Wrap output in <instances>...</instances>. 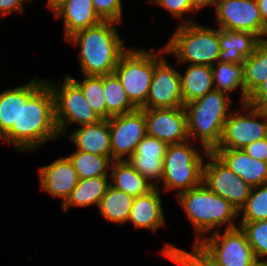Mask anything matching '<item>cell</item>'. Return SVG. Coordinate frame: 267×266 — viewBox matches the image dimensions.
<instances>
[{
    "label": "cell",
    "instance_id": "1",
    "mask_svg": "<svg viewBox=\"0 0 267 266\" xmlns=\"http://www.w3.org/2000/svg\"><path fill=\"white\" fill-rule=\"evenodd\" d=\"M59 137L52 89L45 78L34 76L20 86L18 128H11L2 142L27 154Z\"/></svg>",
    "mask_w": 267,
    "mask_h": 266
},
{
    "label": "cell",
    "instance_id": "2",
    "mask_svg": "<svg viewBox=\"0 0 267 266\" xmlns=\"http://www.w3.org/2000/svg\"><path fill=\"white\" fill-rule=\"evenodd\" d=\"M114 21L101 23L79 30L65 41L79 47L78 62L83 75L103 76L114 73L125 46Z\"/></svg>",
    "mask_w": 267,
    "mask_h": 266
},
{
    "label": "cell",
    "instance_id": "3",
    "mask_svg": "<svg viewBox=\"0 0 267 266\" xmlns=\"http://www.w3.org/2000/svg\"><path fill=\"white\" fill-rule=\"evenodd\" d=\"M181 206L187 219L193 225V243H199L211 233L225 229L236 228L234 220L239 216V210L226 199L216 195L204 183L174 196Z\"/></svg>",
    "mask_w": 267,
    "mask_h": 266
},
{
    "label": "cell",
    "instance_id": "4",
    "mask_svg": "<svg viewBox=\"0 0 267 266\" xmlns=\"http://www.w3.org/2000/svg\"><path fill=\"white\" fill-rule=\"evenodd\" d=\"M232 104V96L217 90L185 104L189 140L213 152L221 141Z\"/></svg>",
    "mask_w": 267,
    "mask_h": 266
},
{
    "label": "cell",
    "instance_id": "5",
    "mask_svg": "<svg viewBox=\"0 0 267 266\" xmlns=\"http://www.w3.org/2000/svg\"><path fill=\"white\" fill-rule=\"evenodd\" d=\"M164 48L174 55L176 64L214 65L221 50L219 28H212L196 22L177 24Z\"/></svg>",
    "mask_w": 267,
    "mask_h": 266
},
{
    "label": "cell",
    "instance_id": "6",
    "mask_svg": "<svg viewBox=\"0 0 267 266\" xmlns=\"http://www.w3.org/2000/svg\"><path fill=\"white\" fill-rule=\"evenodd\" d=\"M198 145L191 140L168 145L163 159V184L157 188L163 192L174 190L176 196L203 183L204 158L210 151Z\"/></svg>",
    "mask_w": 267,
    "mask_h": 266
},
{
    "label": "cell",
    "instance_id": "7",
    "mask_svg": "<svg viewBox=\"0 0 267 266\" xmlns=\"http://www.w3.org/2000/svg\"><path fill=\"white\" fill-rule=\"evenodd\" d=\"M155 67V48H129L121 55L114 73L131 103L141 109L146 104Z\"/></svg>",
    "mask_w": 267,
    "mask_h": 266
},
{
    "label": "cell",
    "instance_id": "8",
    "mask_svg": "<svg viewBox=\"0 0 267 266\" xmlns=\"http://www.w3.org/2000/svg\"><path fill=\"white\" fill-rule=\"evenodd\" d=\"M45 81L54 95L55 120L61 137L66 136L72 124L81 126L102 120L86 101L81 88L68 75H65L62 82H53L48 78Z\"/></svg>",
    "mask_w": 267,
    "mask_h": 266
},
{
    "label": "cell",
    "instance_id": "9",
    "mask_svg": "<svg viewBox=\"0 0 267 266\" xmlns=\"http://www.w3.org/2000/svg\"><path fill=\"white\" fill-rule=\"evenodd\" d=\"M267 137V118L261 108L240 104L228 116L216 149H243Z\"/></svg>",
    "mask_w": 267,
    "mask_h": 266
},
{
    "label": "cell",
    "instance_id": "10",
    "mask_svg": "<svg viewBox=\"0 0 267 266\" xmlns=\"http://www.w3.org/2000/svg\"><path fill=\"white\" fill-rule=\"evenodd\" d=\"M199 244L220 266H256L257 259L245 232L240 226L217 231L204 237Z\"/></svg>",
    "mask_w": 267,
    "mask_h": 266
},
{
    "label": "cell",
    "instance_id": "11",
    "mask_svg": "<svg viewBox=\"0 0 267 266\" xmlns=\"http://www.w3.org/2000/svg\"><path fill=\"white\" fill-rule=\"evenodd\" d=\"M155 49L154 73L146 99L142 108L161 109L184 107L180 72L170 65L164 55L166 49L162 46Z\"/></svg>",
    "mask_w": 267,
    "mask_h": 266
},
{
    "label": "cell",
    "instance_id": "12",
    "mask_svg": "<svg viewBox=\"0 0 267 266\" xmlns=\"http://www.w3.org/2000/svg\"><path fill=\"white\" fill-rule=\"evenodd\" d=\"M205 160L203 183L240 211L246 204L252 187L231 171L214 152H209Z\"/></svg>",
    "mask_w": 267,
    "mask_h": 266
},
{
    "label": "cell",
    "instance_id": "13",
    "mask_svg": "<svg viewBox=\"0 0 267 266\" xmlns=\"http://www.w3.org/2000/svg\"><path fill=\"white\" fill-rule=\"evenodd\" d=\"M111 141V161L128 160L138 143L147 135L146 119L142 109L108 119Z\"/></svg>",
    "mask_w": 267,
    "mask_h": 266
},
{
    "label": "cell",
    "instance_id": "14",
    "mask_svg": "<svg viewBox=\"0 0 267 266\" xmlns=\"http://www.w3.org/2000/svg\"><path fill=\"white\" fill-rule=\"evenodd\" d=\"M219 29L246 31L263 38V23L256 0H217L213 10Z\"/></svg>",
    "mask_w": 267,
    "mask_h": 266
},
{
    "label": "cell",
    "instance_id": "15",
    "mask_svg": "<svg viewBox=\"0 0 267 266\" xmlns=\"http://www.w3.org/2000/svg\"><path fill=\"white\" fill-rule=\"evenodd\" d=\"M141 109L146 119L147 135L156 137L168 145L189 140L184 107Z\"/></svg>",
    "mask_w": 267,
    "mask_h": 266
},
{
    "label": "cell",
    "instance_id": "16",
    "mask_svg": "<svg viewBox=\"0 0 267 266\" xmlns=\"http://www.w3.org/2000/svg\"><path fill=\"white\" fill-rule=\"evenodd\" d=\"M38 175L39 189L47 192L51 197L61 198L62 205L79 182L77 171L66 156L57 158L50 164L40 166Z\"/></svg>",
    "mask_w": 267,
    "mask_h": 266
},
{
    "label": "cell",
    "instance_id": "17",
    "mask_svg": "<svg viewBox=\"0 0 267 266\" xmlns=\"http://www.w3.org/2000/svg\"><path fill=\"white\" fill-rule=\"evenodd\" d=\"M168 144L146 135L137 145L135 153L128 159L134 169L145 177L155 188L163 178V159Z\"/></svg>",
    "mask_w": 267,
    "mask_h": 266
},
{
    "label": "cell",
    "instance_id": "18",
    "mask_svg": "<svg viewBox=\"0 0 267 266\" xmlns=\"http://www.w3.org/2000/svg\"><path fill=\"white\" fill-rule=\"evenodd\" d=\"M51 11L56 19H63L65 40L75 32L103 21L96 13L92 0H60Z\"/></svg>",
    "mask_w": 267,
    "mask_h": 266
},
{
    "label": "cell",
    "instance_id": "19",
    "mask_svg": "<svg viewBox=\"0 0 267 266\" xmlns=\"http://www.w3.org/2000/svg\"><path fill=\"white\" fill-rule=\"evenodd\" d=\"M161 193L162 190L154 188L145 195L134 197L127 223H132L136 229H146L154 233L160 227L166 226Z\"/></svg>",
    "mask_w": 267,
    "mask_h": 266
},
{
    "label": "cell",
    "instance_id": "20",
    "mask_svg": "<svg viewBox=\"0 0 267 266\" xmlns=\"http://www.w3.org/2000/svg\"><path fill=\"white\" fill-rule=\"evenodd\" d=\"M213 152L251 187L267 183V162L250 157L243 149H215Z\"/></svg>",
    "mask_w": 267,
    "mask_h": 266
},
{
    "label": "cell",
    "instance_id": "21",
    "mask_svg": "<svg viewBox=\"0 0 267 266\" xmlns=\"http://www.w3.org/2000/svg\"><path fill=\"white\" fill-rule=\"evenodd\" d=\"M69 135V136H67ZM76 150L86 153L107 156L111 160V141L108 119L95 124L74 126L70 134H66Z\"/></svg>",
    "mask_w": 267,
    "mask_h": 266
},
{
    "label": "cell",
    "instance_id": "22",
    "mask_svg": "<svg viewBox=\"0 0 267 266\" xmlns=\"http://www.w3.org/2000/svg\"><path fill=\"white\" fill-rule=\"evenodd\" d=\"M220 53L218 61L243 64L261 41L255 34L246 31L219 29Z\"/></svg>",
    "mask_w": 267,
    "mask_h": 266
},
{
    "label": "cell",
    "instance_id": "23",
    "mask_svg": "<svg viewBox=\"0 0 267 266\" xmlns=\"http://www.w3.org/2000/svg\"><path fill=\"white\" fill-rule=\"evenodd\" d=\"M109 174L111 186L133 197L145 195L155 188L128 160L112 161Z\"/></svg>",
    "mask_w": 267,
    "mask_h": 266
},
{
    "label": "cell",
    "instance_id": "24",
    "mask_svg": "<svg viewBox=\"0 0 267 266\" xmlns=\"http://www.w3.org/2000/svg\"><path fill=\"white\" fill-rule=\"evenodd\" d=\"M109 178L110 175H105L79 180L68 199L61 205L63 211L67 212L71 207L87 208L91 205L97 208L110 186Z\"/></svg>",
    "mask_w": 267,
    "mask_h": 266
},
{
    "label": "cell",
    "instance_id": "25",
    "mask_svg": "<svg viewBox=\"0 0 267 266\" xmlns=\"http://www.w3.org/2000/svg\"><path fill=\"white\" fill-rule=\"evenodd\" d=\"M186 67L183 73H179L184 105L214 90L211 66L198 64Z\"/></svg>",
    "mask_w": 267,
    "mask_h": 266
},
{
    "label": "cell",
    "instance_id": "26",
    "mask_svg": "<svg viewBox=\"0 0 267 266\" xmlns=\"http://www.w3.org/2000/svg\"><path fill=\"white\" fill-rule=\"evenodd\" d=\"M133 202V196L110 185L97 209L100 216L108 223L124 226L128 221Z\"/></svg>",
    "mask_w": 267,
    "mask_h": 266
},
{
    "label": "cell",
    "instance_id": "27",
    "mask_svg": "<svg viewBox=\"0 0 267 266\" xmlns=\"http://www.w3.org/2000/svg\"><path fill=\"white\" fill-rule=\"evenodd\" d=\"M213 71L214 90L227 93L240 90L239 102L245 104L248 95L244 90L243 64L226 63L217 61L211 66Z\"/></svg>",
    "mask_w": 267,
    "mask_h": 266
},
{
    "label": "cell",
    "instance_id": "28",
    "mask_svg": "<svg viewBox=\"0 0 267 266\" xmlns=\"http://www.w3.org/2000/svg\"><path fill=\"white\" fill-rule=\"evenodd\" d=\"M103 91L106 103V119L137 109L129 100L115 73L103 75Z\"/></svg>",
    "mask_w": 267,
    "mask_h": 266
},
{
    "label": "cell",
    "instance_id": "29",
    "mask_svg": "<svg viewBox=\"0 0 267 266\" xmlns=\"http://www.w3.org/2000/svg\"><path fill=\"white\" fill-rule=\"evenodd\" d=\"M244 90L249 95L267 79V43L262 40L243 63Z\"/></svg>",
    "mask_w": 267,
    "mask_h": 266
},
{
    "label": "cell",
    "instance_id": "30",
    "mask_svg": "<svg viewBox=\"0 0 267 266\" xmlns=\"http://www.w3.org/2000/svg\"><path fill=\"white\" fill-rule=\"evenodd\" d=\"M77 171L79 180L110 175L111 160L101 156L76 150L66 156Z\"/></svg>",
    "mask_w": 267,
    "mask_h": 266
},
{
    "label": "cell",
    "instance_id": "31",
    "mask_svg": "<svg viewBox=\"0 0 267 266\" xmlns=\"http://www.w3.org/2000/svg\"><path fill=\"white\" fill-rule=\"evenodd\" d=\"M193 244L192 250L188 252L176 245L166 243L161 253L179 266H220L199 243Z\"/></svg>",
    "mask_w": 267,
    "mask_h": 266
},
{
    "label": "cell",
    "instance_id": "32",
    "mask_svg": "<svg viewBox=\"0 0 267 266\" xmlns=\"http://www.w3.org/2000/svg\"><path fill=\"white\" fill-rule=\"evenodd\" d=\"M20 108V86L5 88L0 92V136L11 128H18Z\"/></svg>",
    "mask_w": 267,
    "mask_h": 266
},
{
    "label": "cell",
    "instance_id": "33",
    "mask_svg": "<svg viewBox=\"0 0 267 266\" xmlns=\"http://www.w3.org/2000/svg\"><path fill=\"white\" fill-rule=\"evenodd\" d=\"M82 90L90 107L101 119H106V103L103 91V76L82 75L81 81L67 74Z\"/></svg>",
    "mask_w": 267,
    "mask_h": 266
},
{
    "label": "cell",
    "instance_id": "34",
    "mask_svg": "<svg viewBox=\"0 0 267 266\" xmlns=\"http://www.w3.org/2000/svg\"><path fill=\"white\" fill-rule=\"evenodd\" d=\"M241 214V215H240ZM239 222H254L267 219V183L252 187L246 204L239 211Z\"/></svg>",
    "mask_w": 267,
    "mask_h": 266
},
{
    "label": "cell",
    "instance_id": "35",
    "mask_svg": "<svg viewBox=\"0 0 267 266\" xmlns=\"http://www.w3.org/2000/svg\"><path fill=\"white\" fill-rule=\"evenodd\" d=\"M237 224L245 232L257 261H267V219Z\"/></svg>",
    "mask_w": 267,
    "mask_h": 266
},
{
    "label": "cell",
    "instance_id": "36",
    "mask_svg": "<svg viewBox=\"0 0 267 266\" xmlns=\"http://www.w3.org/2000/svg\"><path fill=\"white\" fill-rule=\"evenodd\" d=\"M148 3L163 8L175 19H180L179 25L196 22L193 17L196 16L194 13L198 12L192 7L190 0H148ZM189 13L192 14V18L185 15Z\"/></svg>",
    "mask_w": 267,
    "mask_h": 266
},
{
    "label": "cell",
    "instance_id": "37",
    "mask_svg": "<svg viewBox=\"0 0 267 266\" xmlns=\"http://www.w3.org/2000/svg\"><path fill=\"white\" fill-rule=\"evenodd\" d=\"M98 16L103 21L122 23L123 5L122 0H92Z\"/></svg>",
    "mask_w": 267,
    "mask_h": 266
},
{
    "label": "cell",
    "instance_id": "38",
    "mask_svg": "<svg viewBox=\"0 0 267 266\" xmlns=\"http://www.w3.org/2000/svg\"><path fill=\"white\" fill-rule=\"evenodd\" d=\"M246 104L255 108H262L267 104V79L248 95Z\"/></svg>",
    "mask_w": 267,
    "mask_h": 266
},
{
    "label": "cell",
    "instance_id": "39",
    "mask_svg": "<svg viewBox=\"0 0 267 266\" xmlns=\"http://www.w3.org/2000/svg\"><path fill=\"white\" fill-rule=\"evenodd\" d=\"M243 150L250 157L267 162V137L245 146Z\"/></svg>",
    "mask_w": 267,
    "mask_h": 266
},
{
    "label": "cell",
    "instance_id": "40",
    "mask_svg": "<svg viewBox=\"0 0 267 266\" xmlns=\"http://www.w3.org/2000/svg\"><path fill=\"white\" fill-rule=\"evenodd\" d=\"M25 2L32 0H0V17L4 18L14 12L23 14Z\"/></svg>",
    "mask_w": 267,
    "mask_h": 266
},
{
    "label": "cell",
    "instance_id": "41",
    "mask_svg": "<svg viewBox=\"0 0 267 266\" xmlns=\"http://www.w3.org/2000/svg\"><path fill=\"white\" fill-rule=\"evenodd\" d=\"M192 7L199 12L203 8L210 6V8H215L217 0H190ZM213 6V7H212Z\"/></svg>",
    "mask_w": 267,
    "mask_h": 266
},
{
    "label": "cell",
    "instance_id": "42",
    "mask_svg": "<svg viewBox=\"0 0 267 266\" xmlns=\"http://www.w3.org/2000/svg\"><path fill=\"white\" fill-rule=\"evenodd\" d=\"M265 26H267V0H256Z\"/></svg>",
    "mask_w": 267,
    "mask_h": 266
},
{
    "label": "cell",
    "instance_id": "43",
    "mask_svg": "<svg viewBox=\"0 0 267 266\" xmlns=\"http://www.w3.org/2000/svg\"><path fill=\"white\" fill-rule=\"evenodd\" d=\"M57 3H58V0H47L46 6L48 9H52Z\"/></svg>",
    "mask_w": 267,
    "mask_h": 266
},
{
    "label": "cell",
    "instance_id": "44",
    "mask_svg": "<svg viewBox=\"0 0 267 266\" xmlns=\"http://www.w3.org/2000/svg\"><path fill=\"white\" fill-rule=\"evenodd\" d=\"M256 266H267V261H259Z\"/></svg>",
    "mask_w": 267,
    "mask_h": 266
},
{
    "label": "cell",
    "instance_id": "45",
    "mask_svg": "<svg viewBox=\"0 0 267 266\" xmlns=\"http://www.w3.org/2000/svg\"><path fill=\"white\" fill-rule=\"evenodd\" d=\"M261 40L263 42L267 43V26H266V30H265L264 36H263V38Z\"/></svg>",
    "mask_w": 267,
    "mask_h": 266
},
{
    "label": "cell",
    "instance_id": "46",
    "mask_svg": "<svg viewBox=\"0 0 267 266\" xmlns=\"http://www.w3.org/2000/svg\"><path fill=\"white\" fill-rule=\"evenodd\" d=\"M263 110V112H267V104L261 108Z\"/></svg>",
    "mask_w": 267,
    "mask_h": 266
}]
</instances>
